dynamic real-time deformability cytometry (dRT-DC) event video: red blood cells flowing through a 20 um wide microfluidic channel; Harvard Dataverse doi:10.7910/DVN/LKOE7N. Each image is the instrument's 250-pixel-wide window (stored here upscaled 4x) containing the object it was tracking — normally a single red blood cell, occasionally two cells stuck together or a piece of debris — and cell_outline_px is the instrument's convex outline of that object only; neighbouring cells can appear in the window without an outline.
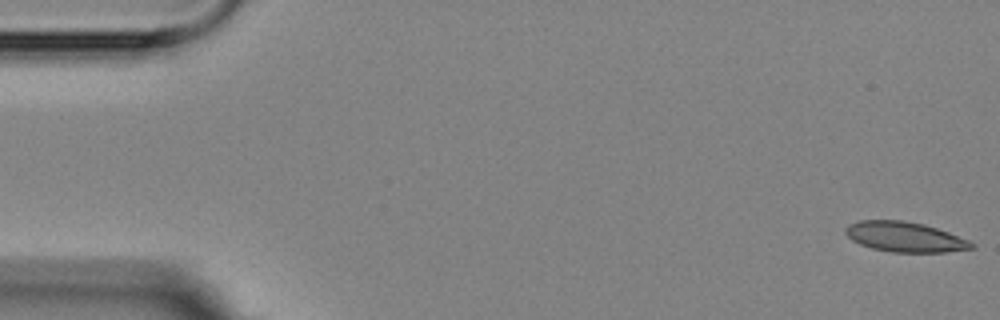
{"species": "Egyptian fruit bat (a non-hibernating species)", "species_latin": "Rousettus aegyptiacus", "temperature_condition": "room temperature", "stored_images_in_passage": 4, "camera_frame_rate_fps": 3000, "um_per_image_px": 0.085, "animal": {"sex": "female"}, "frame": {"image": 1, "passage_image": 1, "time_ms": 0.0, "image_size_px": [1000, 320], "cell_outline_px": [[976, 248], [948, 252], [892, 252], [872, 248], [860, 244], [852, 240], [844, 232], [844, 228], [848, 224], [860, 220], [900, 220], [924, 224], [948, 232], [968, 240], [976, 244]], "centroid_in_image_um": [76.92, 20.14], "position_along_channel_um": 8.1, "area_um2": 22.14}}
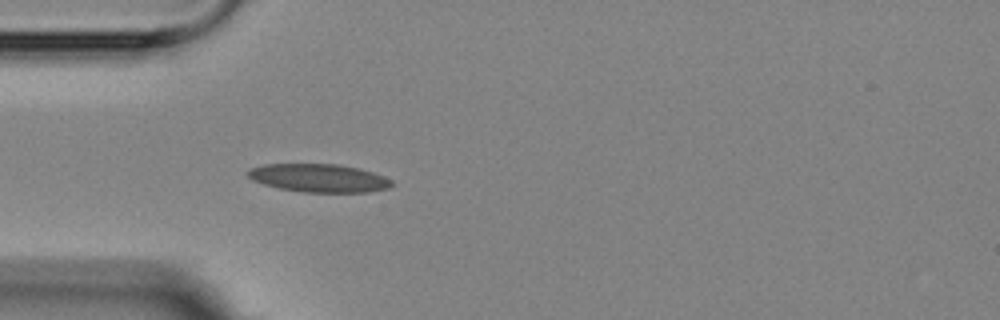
{"frame": {"image": 2, "passage_image": 4, "time_ms": 5.0, "image_size_px": [1000, 320], "cell_outline_px": [[396, 184], [392, 188], [368, 192], [304, 192], [280, 188], [264, 184], [252, 180], [244, 172], [252, 168], [264, 164], [336, 164], [360, 168], [384, 176], [392, 180]], "centroid_in_image_um": [27.16, 15.13], "position_along_channel_um": 57.8, "area_um2": 23.81}}